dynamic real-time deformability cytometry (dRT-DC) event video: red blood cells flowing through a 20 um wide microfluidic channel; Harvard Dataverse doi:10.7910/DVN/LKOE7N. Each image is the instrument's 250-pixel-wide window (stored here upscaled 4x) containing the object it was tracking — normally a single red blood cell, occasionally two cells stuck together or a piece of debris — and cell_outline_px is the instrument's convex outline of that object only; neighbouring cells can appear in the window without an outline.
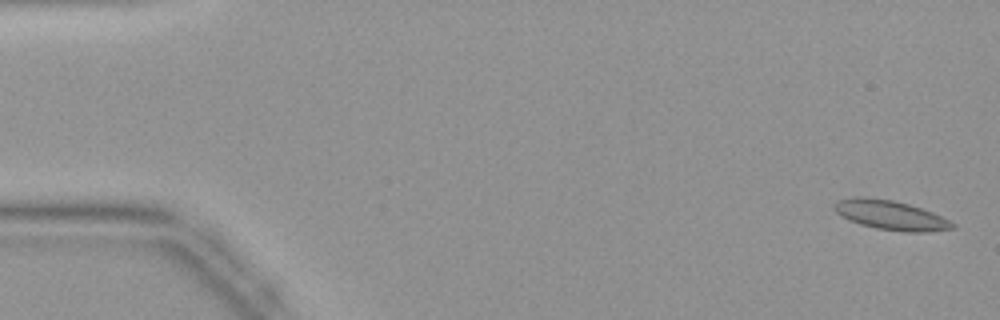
{"species": "common noctule bat (a hibernating species)", "species_latin": "Nyctalus noctula", "temperature_condition": "warm", "stored_images_in_passage": 44, "camera_frame_rate_fps": 3000, "um_per_image_px": 0.085, "animal": {"sex": "female", "body_mass_g": 19.9}, "frame": {"image": 1, "passage_image": 1, "time_ms": 0.0, "image_size_px": [1000, 320], "cell_outline_px": [[956, 228], [924, 232], [904, 232], [876, 228], [860, 224], [848, 220], [840, 216], [836, 212], [832, 204], [836, 200], [852, 196], [864, 196], [892, 200], [908, 204], [932, 212], [956, 224]], "centroid_in_image_um": [75.64, 18.27], "position_along_channel_um": 9.4, "area_um2": 20.4}}
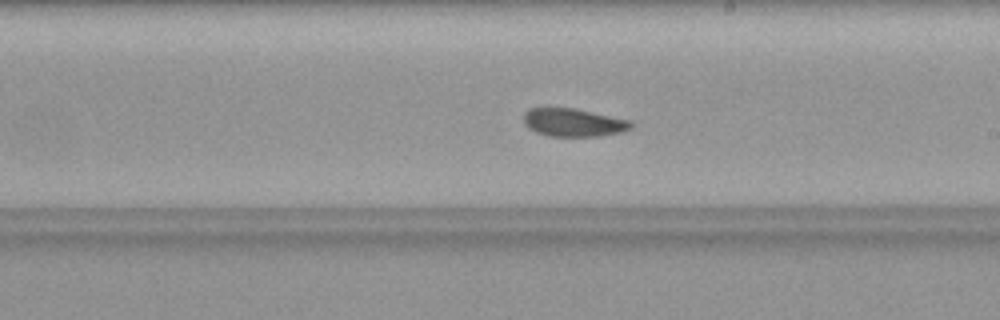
{"frame": {"image": 2, "passage_image": 25, "time_ms": 8.0, "image_size_px": [1000, 320], "cell_outline_px": [[632, 128], [620, 132], [596, 136], [548, 136], [536, 132], [528, 128], [524, 124], [524, 112], [528, 108], [576, 108], [632, 120]], "centroid_in_image_um": [48.74, 10.4], "position_along_channel_um": 240.3, "area_um2": 17.69}}
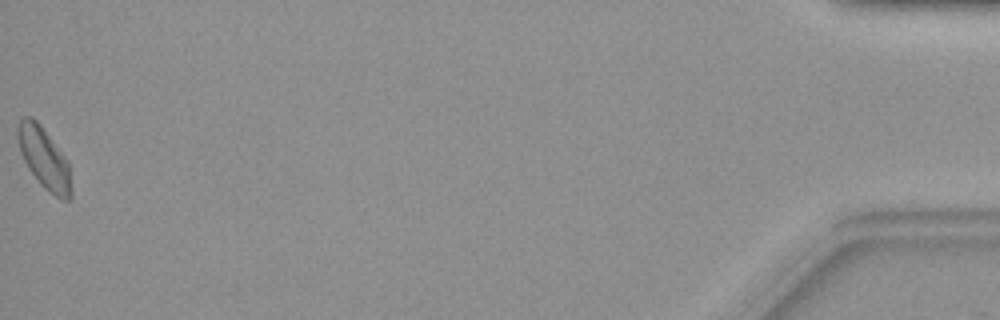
{"frame": {"image": 3, "passage_image": 44, "time_ms": 14.333, "image_size_px": [1000, 320], "cell_outline_px": [[72, 196], [68, 200], [60, 200], [44, 188], [40, 184], [28, 168], [20, 152], [16, 132], [16, 128], [20, 120], [24, 116], [32, 116], [40, 124], [68, 160], [72, 188]], "centroid_in_image_um": [3.76, 13.46], "position_along_channel_um": 431.4, "area_um2": 19.31}}